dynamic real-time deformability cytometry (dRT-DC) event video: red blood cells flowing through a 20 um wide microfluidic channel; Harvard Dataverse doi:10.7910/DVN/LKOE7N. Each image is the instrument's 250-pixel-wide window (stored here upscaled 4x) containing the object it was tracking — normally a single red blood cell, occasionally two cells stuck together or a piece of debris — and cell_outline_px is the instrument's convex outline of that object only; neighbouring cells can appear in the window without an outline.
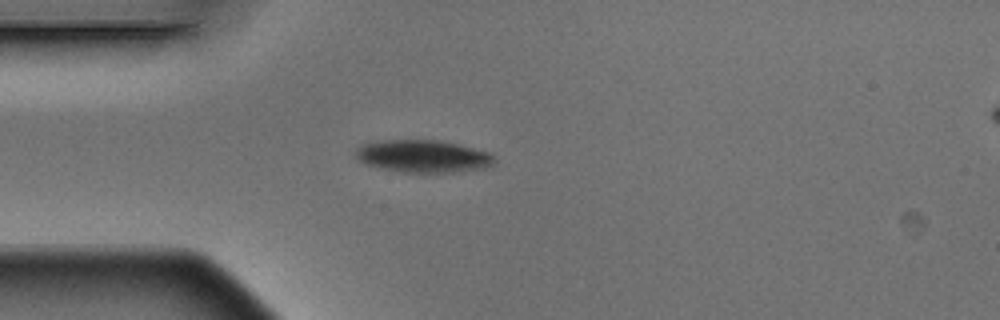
{"species": "Egyptian fruit bat (a non-hibernating species)", "species_latin": "Rousettus aegyptiacus", "temperature_condition": "warm", "stored_images_in_passage": 4, "camera_frame_rate_fps": 3000, "um_per_image_px": 0.085, "animal": {"sex": "male"}, "frame": {"image": 1, "passage_image": 3, "time_ms": 0.667, "image_size_px": [1000, 320], "cell_outline_px": [[496, 160], [492, 164], [484, 168], [452, 172], [404, 172], [384, 168], [368, 164], [360, 160], [356, 156], [356, 148], [364, 144], [380, 140], [440, 140], [460, 144], [492, 152]], "centroid_in_image_um": [36.03, 13.26], "position_along_channel_um": 49.0, "area_um2": 26.13}}